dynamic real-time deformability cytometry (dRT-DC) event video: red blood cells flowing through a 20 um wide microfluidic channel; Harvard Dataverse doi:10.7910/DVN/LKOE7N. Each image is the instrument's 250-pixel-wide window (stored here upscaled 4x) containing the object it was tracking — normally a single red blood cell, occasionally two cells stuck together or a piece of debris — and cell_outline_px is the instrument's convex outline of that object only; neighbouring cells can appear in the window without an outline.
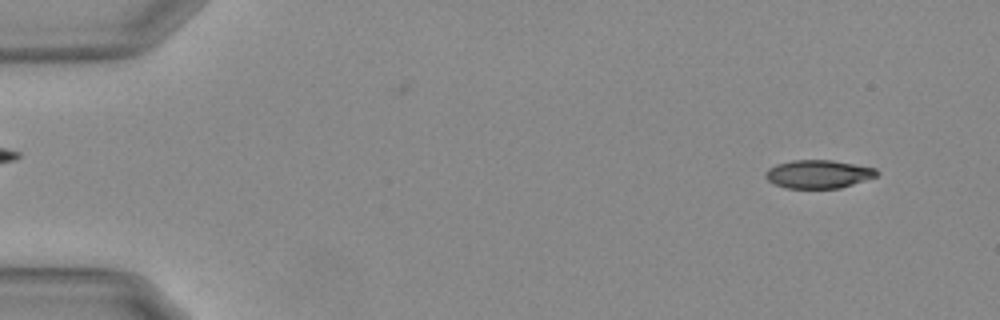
{"species": "Egyptian fruit bat (a non-hibernating species)", "species_latin": "Rousettus aegyptiacus", "temperature_condition": "warm", "stored_images_in_passage": 55, "camera_frame_rate_fps": 3000, "um_per_image_px": 0.085, "animal": {"sex": "female"}, "frame": {"image": 1, "passage_image": 4, "time_ms": 1.0, "image_size_px": [1000, 320], "cell_outline_px": [[880, 172], [876, 176], [840, 188], [784, 188], [768, 180], [764, 176], [764, 172], [768, 168], [776, 164], [792, 160], [832, 160], [876, 168]], "centroid_in_image_um": [69.53, 14.79], "position_along_channel_um": 15.5, "area_um2": 18.32}}
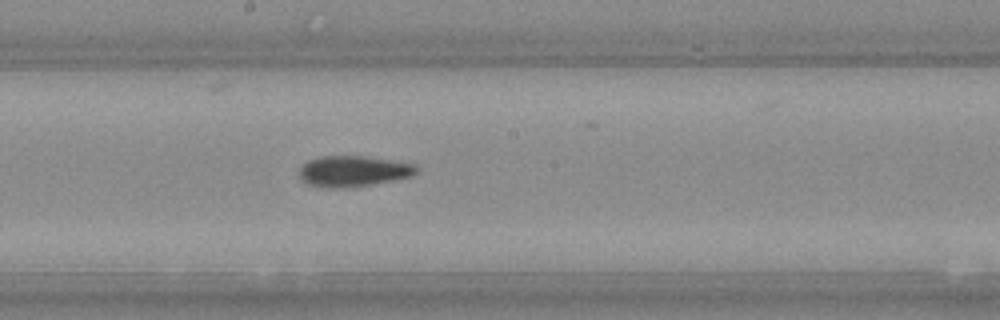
{"frame": {"image": 2, "passage_image": 30, "time_ms": 9.667, "image_size_px": [1000, 320], "cell_outline_px": [[420, 172], [412, 176], [392, 180], [368, 184], [340, 188], [328, 188], [308, 184], [300, 176], [300, 168], [308, 160], [320, 156], [364, 156], [392, 160], [416, 164], [420, 168]], "centroid_in_image_um": [30.08, 14.53], "position_along_channel_um": 218.1, "area_um2": 20.92}}
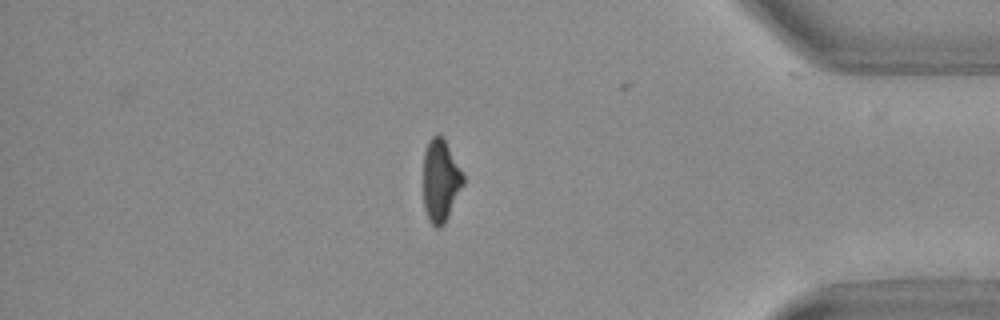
{"frame": {"image": 3, "passage_image": 47, "time_ms": 15.333, "image_size_px": [1000, 320], "cell_outline_px": [[464, 184], [444, 224], [440, 228], [436, 228], [428, 220], [424, 208], [424, 152], [428, 140], [436, 132], [444, 136], [464, 176]], "centroid_in_image_um": [37.44, 15.31], "position_along_channel_um": 397.8, "area_um2": 19.36}, "authors_computed_cell_mechanics": {"area_um2": 20.1722, "velocity_mm_per_s": 3.7163, "shape_relaxation_time_tau1_ms": null, "shape_relaxation_time_tau2_ms": 3.1116, "deformation_change_tau1": null, "deformation_change_tau2": 0.1102}}